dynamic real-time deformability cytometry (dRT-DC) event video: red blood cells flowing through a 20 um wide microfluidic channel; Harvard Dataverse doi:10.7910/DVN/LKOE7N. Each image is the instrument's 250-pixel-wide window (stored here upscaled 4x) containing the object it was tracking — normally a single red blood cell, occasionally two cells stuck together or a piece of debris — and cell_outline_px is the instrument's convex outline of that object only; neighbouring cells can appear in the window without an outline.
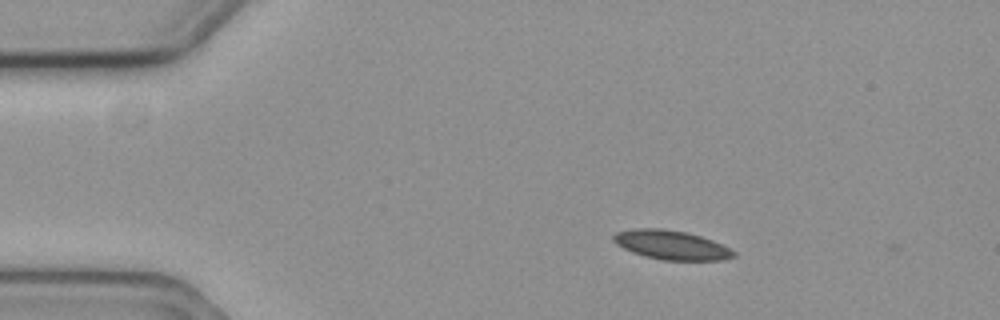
{"species": "common noctule bat (a hibernating species)", "species_latin": "Nyctalus noctula", "temperature_condition": "cold", "stored_images_in_passage": 2, "camera_frame_rate_fps": 3000, "um_per_image_px": 0.085, "animal": {"sex": "female", "body_mass_g": 19.3, "forearm_length_mm": 54.1}, "frame": {"image": 1, "passage_image": 1, "time_ms": 0.0, "image_size_px": [1000, 320], "cell_outline_px": [[736, 256], [724, 260], [660, 260], [644, 256], [632, 252], [616, 244], [612, 240], [612, 236], [616, 232], [632, 228], [660, 228], [688, 232], [712, 240], [736, 252]], "centroid_in_image_um": [57.03, 20.82], "position_along_channel_um": 28.0, "area_um2": 20.52}}